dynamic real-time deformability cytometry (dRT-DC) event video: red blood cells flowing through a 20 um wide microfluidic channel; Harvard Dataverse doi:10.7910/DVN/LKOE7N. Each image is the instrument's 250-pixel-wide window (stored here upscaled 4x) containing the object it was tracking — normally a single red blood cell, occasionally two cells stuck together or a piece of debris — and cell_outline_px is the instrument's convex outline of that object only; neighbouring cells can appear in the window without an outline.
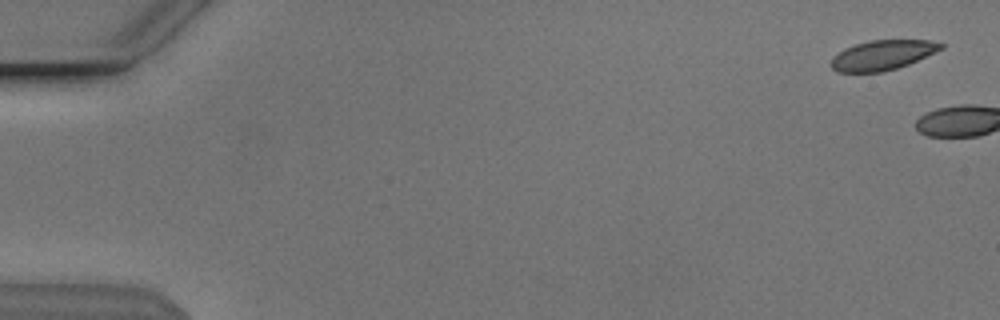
{"species": "Egyptian fruit bat (a non-hibernating species)", "species_latin": "Rousettus aegyptiacus", "temperature_condition": "cold", "stored_images_in_passage": 4, "camera_frame_rate_fps": 3000, "um_per_image_px": 0.085, "animal": {"sex": "male"}, "frame": {"image": 1, "passage_image": 2, "time_ms": 0.333, "image_size_px": [1000, 320], "cell_outline_px": [[944, 48], [908, 64], [896, 68], [880, 72], [836, 72], [828, 64], [832, 56], [844, 48], [868, 40], [928, 40], [944, 44]], "centroid_in_image_um": [74.95, 4.68], "position_along_channel_um": 10.1, "area_um2": 19.13}}